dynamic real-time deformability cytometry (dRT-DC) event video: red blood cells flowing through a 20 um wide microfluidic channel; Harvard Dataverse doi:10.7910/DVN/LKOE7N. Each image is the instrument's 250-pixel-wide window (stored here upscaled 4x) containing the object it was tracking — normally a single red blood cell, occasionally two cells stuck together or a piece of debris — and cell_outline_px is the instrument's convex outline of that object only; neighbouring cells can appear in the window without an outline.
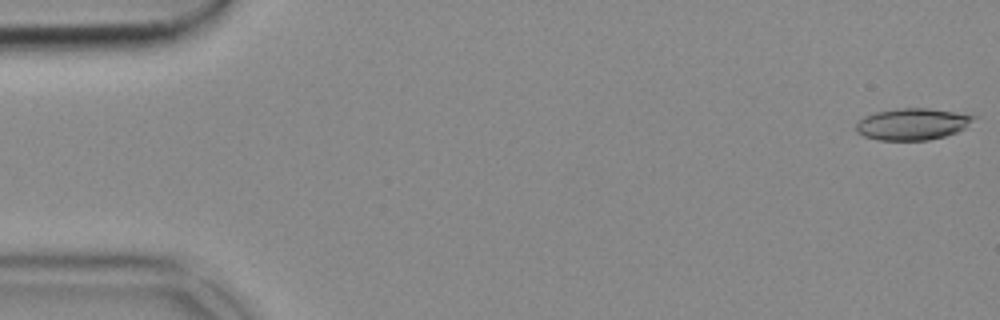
{"species": "common noctule bat (a hibernating species)", "species_latin": "Nyctalus noctula", "temperature_condition": "cold", "stored_images_in_passage": 53, "camera_frame_rate_fps": 3000, "um_per_image_px": 0.085, "animal": {"sex": "female", "body_mass_g": 18.4}, "frame": {"image": 1, "passage_image": 1, "time_ms": 0.0, "image_size_px": [1000, 320], "cell_outline_px": [[980, 116], [964, 128], [956, 132], [944, 136], [928, 140], [880, 140], [864, 136], [856, 132], [856, 124], [864, 116], [876, 112], [896, 108], [928, 108]], "centroid_in_image_um": [77.56, 10.54], "position_along_channel_um": 7.4, "area_um2": 21.68}}
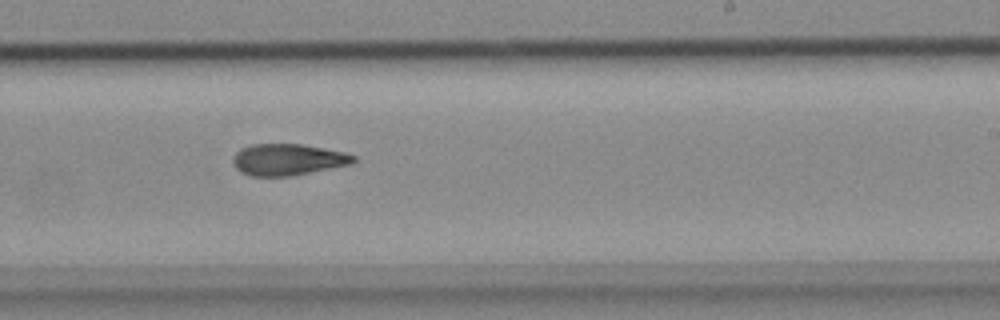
{"frame": {"image": 2, "passage_image": 32, "time_ms": 10.333, "image_size_px": [1000, 320], "cell_outline_px": [[356, 160], [352, 164], [292, 176], [252, 176], [240, 172], [232, 164], [232, 156], [240, 148], [252, 144], [300, 144], [324, 148], [344, 152], [356, 156]], "centroid_in_image_um": [24.44, 13.57], "position_along_channel_um": 264.6, "area_um2": 22.31}}
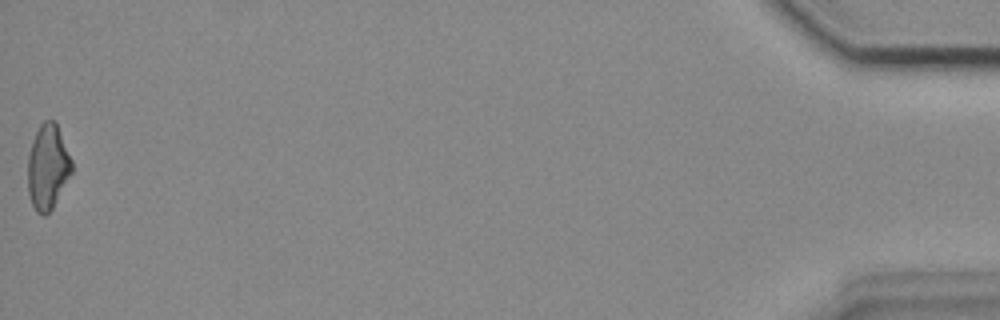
{"frame": {"image": 3, "passage_image": 53, "time_ms": 17.333, "image_size_px": [1000, 320], "cell_outline_px": [[72, 172], [52, 208], [44, 216], [36, 212], [32, 204], [28, 192], [28, 156], [32, 140], [40, 124], [44, 120], [56, 120], [72, 160]], "centroid_in_image_um": [4.06, 14.16], "position_along_channel_um": 431.1, "area_um2": 21.79}}